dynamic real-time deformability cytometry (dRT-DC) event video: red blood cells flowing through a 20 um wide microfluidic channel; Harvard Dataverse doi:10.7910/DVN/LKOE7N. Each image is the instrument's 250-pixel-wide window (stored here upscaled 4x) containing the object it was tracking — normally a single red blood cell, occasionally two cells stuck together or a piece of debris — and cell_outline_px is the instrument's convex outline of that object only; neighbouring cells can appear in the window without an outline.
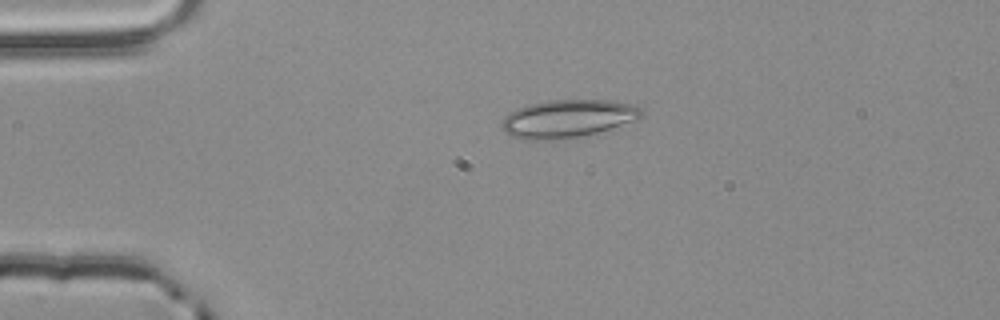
{"species": "common noctule bat (a hibernating species)", "species_latin": "Nyctalus noctula", "temperature_condition": "room temperature", "stored_images_in_passage": 2, "camera_frame_rate_fps": 3000, "um_per_image_px": 0.085, "animal": {"sex": "male", "body_mass_g": 20.4}, "frame": {"image": 1, "passage_image": 1, "time_ms": 0.0, "image_size_px": [1000, 320], "cell_outline_px": [[644, 116], [640, 120], [596, 132], [564, 140], [520, 140], [504, 132], [504, 116], [508, 112], [516, 108], [528, 104], [548, 100], [608, 100], [636, 104], [644, 112]], "centroid_in_image_um": [48.29, 10.08], "position_along_channel_um": 36.7, "area_um2": 31.33}}